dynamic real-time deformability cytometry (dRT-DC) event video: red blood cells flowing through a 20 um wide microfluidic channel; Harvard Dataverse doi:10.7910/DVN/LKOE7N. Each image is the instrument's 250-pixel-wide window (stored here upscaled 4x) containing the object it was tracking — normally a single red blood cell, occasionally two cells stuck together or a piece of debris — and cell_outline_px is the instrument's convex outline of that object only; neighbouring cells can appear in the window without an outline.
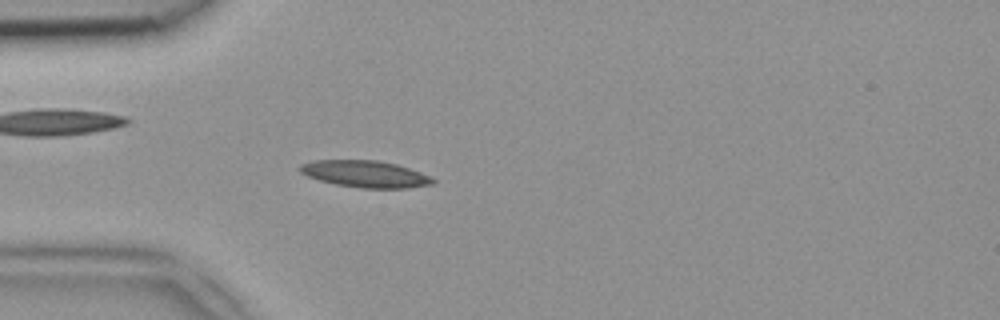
{"species": "common noctule bat (a hibernating species)", "species_latin": "Nyctalus noctula", "temperature_condition": "room temperature", "stored_images_in_passage": 47, "camera_frame_rate_fps": 3000, "um_per_image_px": 0.085, "animal": {"sex": "female", "body_mass_g": 18.4}, "frame": {"image": 1, "passage_image": 13, "time_ms": 4.0, "image_size_px": [1000, 320], "cell_outline_px": [[436, 184], [408, 188], [360, 188], [336, 184], [320, 180], [308, 176], [300, 172], [296, 168], [300, 164], [312, 160], [380, 160], [396, 164], [420, 172], [436, 180]], "centroid_in_image_um": [31.03, 14.78], "position_along_channel_um": 54.0, "area_um2": 20.87}}
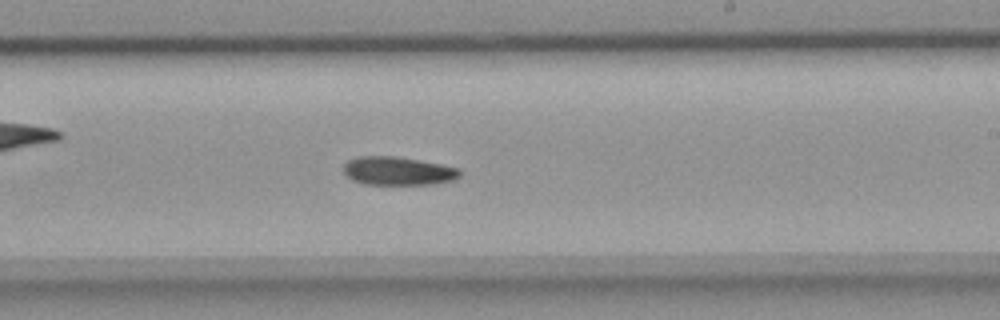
{"frame": {"image": 2, "passage_image": 28, "time_ms": 9.0, "image_size_px": [1000, 320], "cell_outline_px": [[460, 176], [452, 180], [436, 184], [364, 184], [352, 180], [344, 172], [344, 164], [348, 160], [360, 156], [396, 156], [440, 164], [460, 168]], "centroid_in_image_um": [33.83, 14.53], "position_along_channel_um": 255.2, "area_um2": 19.19}}
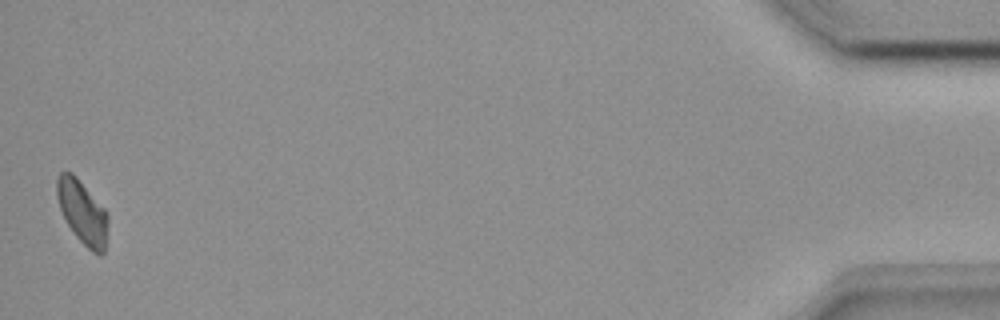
{"frame": {"image": 3, "passage_image": 47, "time_ms": 15.333, "image_size_px": [1000, 320], "cell_outline_px": [[108, 216], [104, 252], [100, 256], [92, 252], [76, 236], [68, 224], [60, 208], [56, 196], [56, 180], [60, 172], [72, 172], [76, 176], [104, 208]], "centroid_in_image_um": [6.99, 18.02], "position_along_channel_um": 428.2, "area_um2": 18.61}}